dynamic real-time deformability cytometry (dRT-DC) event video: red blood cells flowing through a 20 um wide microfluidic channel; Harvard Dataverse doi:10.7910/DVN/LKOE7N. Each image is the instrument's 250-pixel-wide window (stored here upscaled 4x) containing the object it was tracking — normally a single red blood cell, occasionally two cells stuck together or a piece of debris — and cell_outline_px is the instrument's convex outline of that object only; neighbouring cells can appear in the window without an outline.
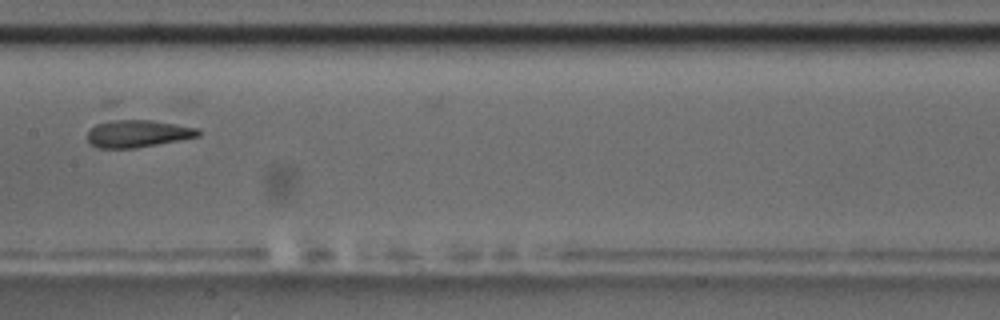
{"species": "common noctule bat (a hibernating species)", "species_latin": "Nyctalus noctula", "temperature_condition": "room temperature", "stored_images_in_passage": 11, "camera_frame_rate_fps": 3000, "um_per_image_px": 0.085, "animal": {"sex": "male", "body_mass_g": 17.5, "forearm_length_mm": 52.3}, "frame": {"image": 1, "passage_image": 8, "time_ms": 9.0, "image_size_px": [1000, 320], "cell_outline_px": [[200, 136], [180, 140], [136, 148], [96, 148], [88, 144], [88, 132], [96, 124], [112, 116], [116, 116], [152, 120], [196, 128], [200, 132]], "centroid_in_image_um": [11.61, 11.31], "position_along_channel_um": 195.8, "area_um2": 18.44}}